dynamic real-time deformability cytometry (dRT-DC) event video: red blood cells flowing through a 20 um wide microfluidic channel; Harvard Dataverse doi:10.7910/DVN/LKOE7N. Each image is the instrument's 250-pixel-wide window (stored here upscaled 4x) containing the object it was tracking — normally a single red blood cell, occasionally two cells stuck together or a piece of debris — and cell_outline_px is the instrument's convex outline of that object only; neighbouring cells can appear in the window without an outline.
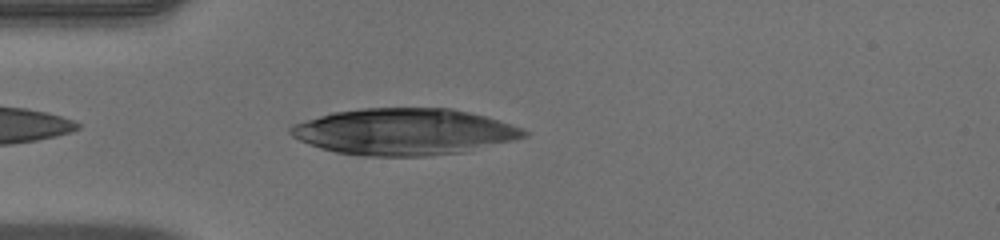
{"species": "human", "species_latin": "Homo sapiens", "temperature_condition": "warm", "stored_images_in_passage": 36, "camera_frame_rate_fps": 3000, "um_per_image_px": 0.085, "donor": {"sex": "male"}, "frame": {"image": 1, "passage_image": 2, "time_ms": 0.333, "image_size_px": [1000, 240], "cell_outline_px": [[528, 136], [464, 152], [428, 156], [360, 156], [336, 152], [320, 148], [300, 140], [292, 136], [288, 132], [288, 128], [292, 124], [332, 112], [360, 108], [452, 108], [484, 116], [524, 128], [528, 132]], "centroid_in_image_um": [34.32, 11.2], "position_along_channel_um": 50.7, "area_um2": 63.29}}